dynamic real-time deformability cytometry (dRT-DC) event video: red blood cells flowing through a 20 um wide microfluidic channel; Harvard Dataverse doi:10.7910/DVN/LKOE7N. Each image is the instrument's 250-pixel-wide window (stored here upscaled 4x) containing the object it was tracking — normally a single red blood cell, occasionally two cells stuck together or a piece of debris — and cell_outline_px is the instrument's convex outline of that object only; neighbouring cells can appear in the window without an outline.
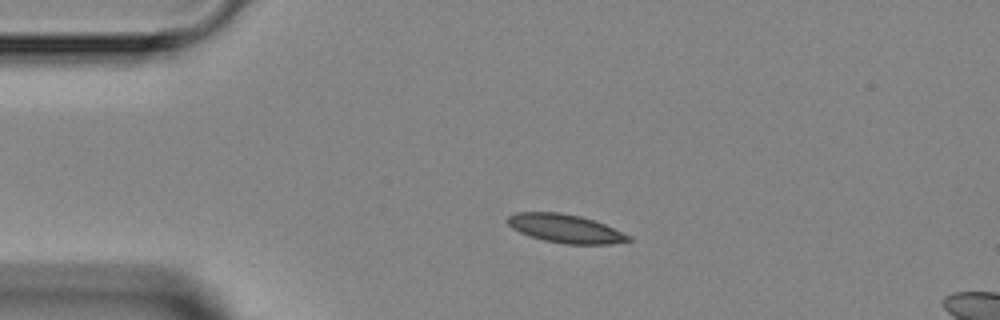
{"species": "Egyptian fruit bat (a non-hibernating species)", "species_latin": "Rousettus aegyptiacus", "temperature_condition": "room temperature", "stored_images_in_passage": 3, "camera_frame_rate_fps": 3000, "um_per_image_px": 0.085, "animal": {"sex": "female"}, "frame": {"image": 1, "passage_image": 2, "time_ms": 1.333, "image_size_px": [1000, 320], "cell_outline_px": [[632, 240], [612, 244], [564, 244], [544, 240], [520, 232], [512, 228], [504, 220], [508, 216], [516, 212], [560, 212], [580, 216], [604, 224], [632, 236]], "centroid_in_image_um": [48.05, 19.42], "position_along_channel_um": 37.0, "area_um2": 20.06}}